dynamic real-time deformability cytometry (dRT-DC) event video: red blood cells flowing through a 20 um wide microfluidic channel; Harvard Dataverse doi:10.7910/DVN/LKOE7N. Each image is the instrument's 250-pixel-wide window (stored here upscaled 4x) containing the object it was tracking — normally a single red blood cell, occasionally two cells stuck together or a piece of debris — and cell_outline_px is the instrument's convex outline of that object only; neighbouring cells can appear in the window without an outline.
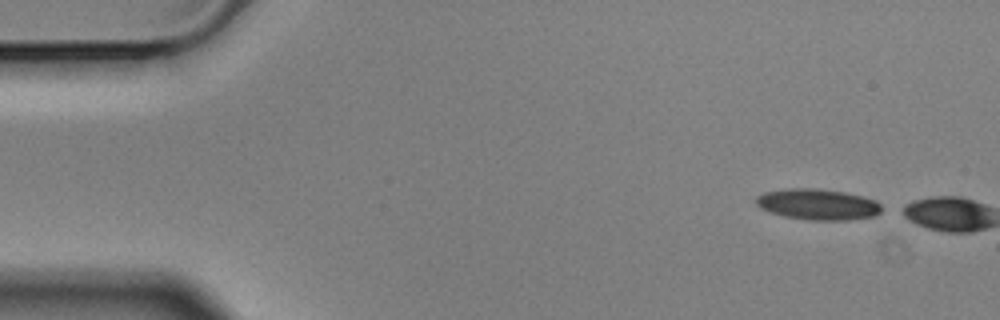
{"species": "Egyptian fruit bat (a non-hibernating species)", "species_latin": "Rousettus aegyptiacus", "temperature_condition": "cold", "stored_images_in_passage": 2, "camera_frame_rate_fps": 3000, "um_per_image_px": 0.085, "animal": {"sex": "male"}, "frame": {"image": 1, "passage_image": 1, "time_ms": 0.0, "image_size_px": [1000, 320], "cell_outline_px": [[884, 212], [876, 216], [848, 220], [808, 220], [784, 216], [768, 212], [760, 208], [756, 204], [756, 196], [764, 192], [792, 188], [816, 188], [844, 192], [864, 196], [876, 200], [880, 204]], "centroid_in_image_um": [69.55, 17.38], "position_along_channel_um": 15.5, "area_um2": 22.95}}